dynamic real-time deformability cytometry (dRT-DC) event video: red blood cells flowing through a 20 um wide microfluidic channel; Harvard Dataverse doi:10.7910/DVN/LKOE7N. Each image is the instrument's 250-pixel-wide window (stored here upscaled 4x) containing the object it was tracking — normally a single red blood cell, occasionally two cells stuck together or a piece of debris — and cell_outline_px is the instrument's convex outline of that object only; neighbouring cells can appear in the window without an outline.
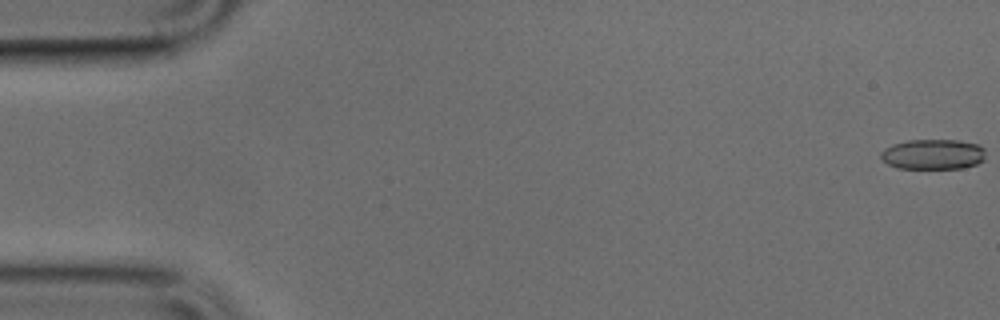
{"species": "common noctule bat (a hibernating species)", "species_latin": "Nyctalus noctula", "temperature_condition": "cold", "stored_images_in_passage": 50, "camera_frame_rate_fps": 3000, "um_per_image_px": 0.085, "animal": {"sex": "male", "body_mass_g": 17.9, "forearm_length_mm": 54.2}, "frame": {"image": 1, "passage_image": 1, "time_ms": 0.0, "image_size_px": [1000, 320], "cell_outline_px": [[984, 160], [976, 164], [964, 168], [896, 168], [888, 164], [880, 156], [880, 152], [884, 148], [892, 144], [908, 140], [960, 140], [976, 144], [984, 148]], "centroid_in_image_um": [79.29, 13.11], "position_along_channel_um": 5.7, "area_um2": 18.5}}
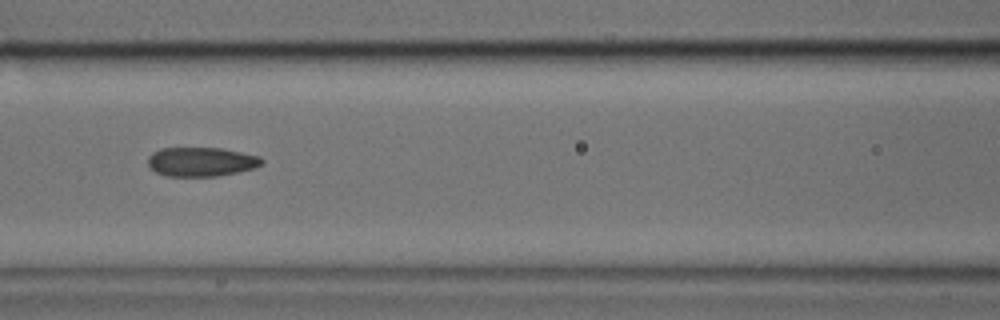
{"frame": {"image": 2, "passage_image": 22, "time_ms": 7.0, "image_size_px": [1000, 320], "cell_outline_px": [[264, 164], [256, 168], [216, 176], [168, 176], [156, 172], [148, 164], [148, 156], [152, 152], [160, 148], [220, 148], [260, 156], [264, 160]], "centroid_in_image_um": [17.12, 13.74], "position_along_channel_um": 149.5, "area_um2": 19.36}}
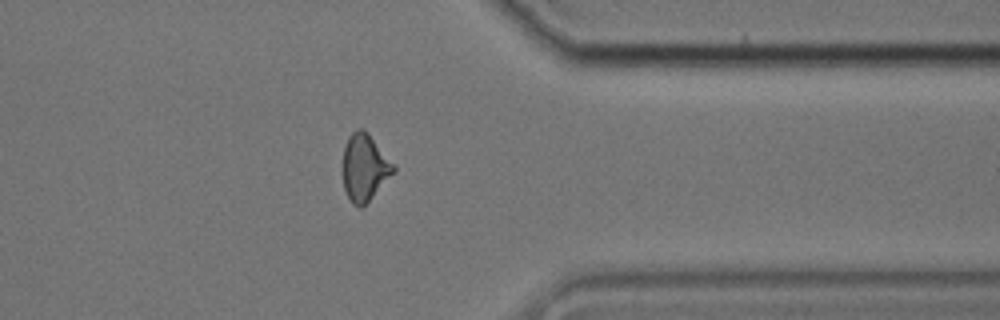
{"frame": {"image": 3, "passage_image": 40, "time_ms": 13.0, "image_size_px": [1000, 320], "cell_outline_px": [[396, 172], [364, 208], [360, 208], [352, 204], [344, 188], [344, 148], [348, 136], [356, 128], [364, 128], [368, 132], [396, 164]], "centroid_in_image_um": [31.05, 14.25], "position_along_channel_um": 380.3, "area_um2": 20.35}}